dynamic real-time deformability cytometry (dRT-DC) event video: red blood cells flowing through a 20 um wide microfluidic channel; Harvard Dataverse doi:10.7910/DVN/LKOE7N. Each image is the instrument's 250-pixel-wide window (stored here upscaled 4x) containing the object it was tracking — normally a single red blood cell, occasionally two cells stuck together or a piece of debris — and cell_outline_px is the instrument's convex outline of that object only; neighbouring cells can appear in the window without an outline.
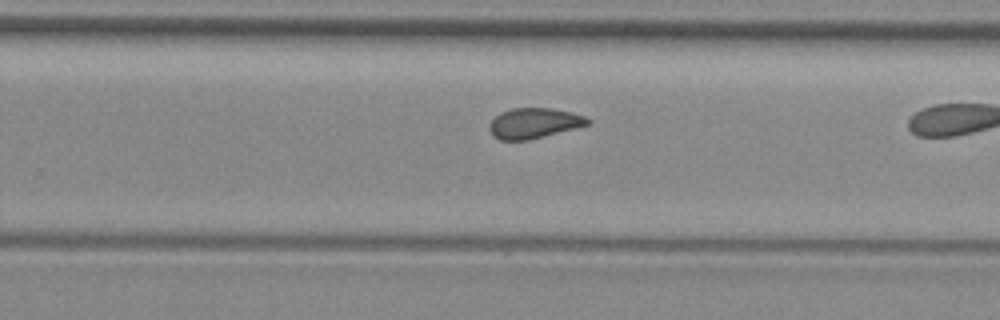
{"species": "common noctule bat (a hibernating species)", "species_latin": "Nyctalus noctula", "temperature_condition": "room temperature", "stored_images_in_passage": 27, "camera_frame_rate_fps": 3000, "um_per_image_px": 0.085, "animal": {"sex": "female", "body_mass_g": 29.2, "forearm_length_mm": 56.3}, "frame": {"image": 1, "passage_image": 20, "time_ms": 6.333, "image_size_px": [1000, 320], "cell_outline_px": [[592, 120], [588, 124], [576, 128], [528, 140], [500, 140], [492, 136], [488, 128], [488, 124], [500, 112], [512, 108], [552, 108], [584, 116]], "centroid_in_image_um": [45.34, 10.47], "position_along_channel_um": 284.5, "area_um2": 17.34}}
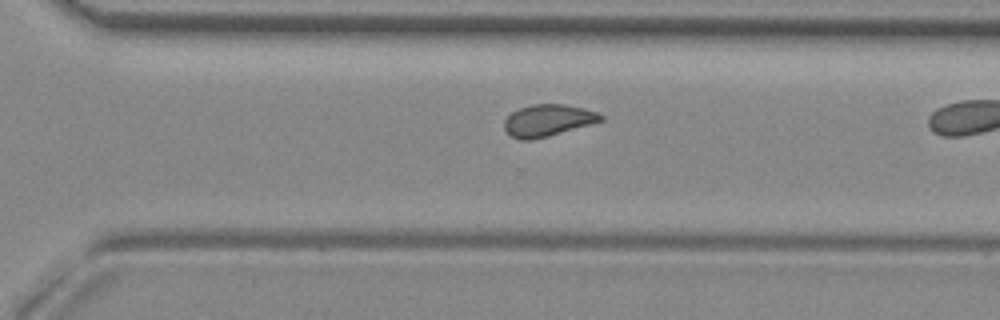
{"frame": {"image": 2, "passage_image": 23, "time_ms": 7.333, "image_size_px": [1000, 320], "cell_outline_px": [[604, 120], [548, 136], [532, 140], [520, 140], [512, 136], [504, 128], [504, 120], [512, 112], [520, 108], [532, 104], [564, 104], [584, 108], [596, 112], [604, 116]], "centroid_in_image_um": [46.56, 10.23], "position_along_channel_um": 324.0, "area_um2": 17.74}}